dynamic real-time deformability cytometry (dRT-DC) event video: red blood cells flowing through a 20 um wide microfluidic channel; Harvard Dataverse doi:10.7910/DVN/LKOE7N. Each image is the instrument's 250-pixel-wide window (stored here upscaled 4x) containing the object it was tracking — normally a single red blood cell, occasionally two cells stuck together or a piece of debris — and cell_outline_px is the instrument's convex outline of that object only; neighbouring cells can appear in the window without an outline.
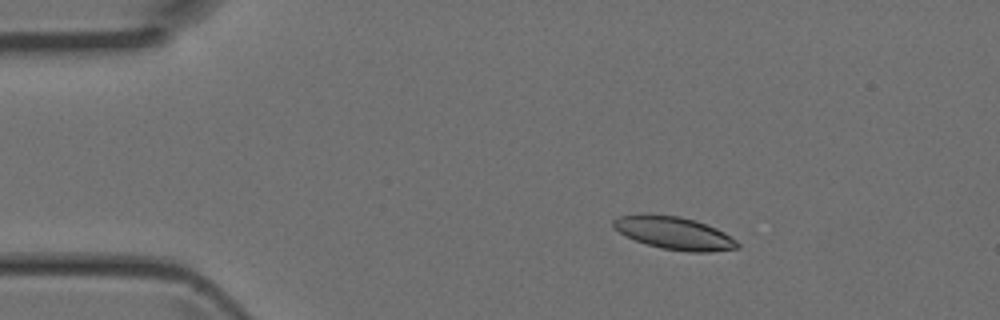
{"species": "Egyptian fruit bat (a non-hibernating species)", "species_latin": "Rousettus aegyptiacus", "temperature_condition": "room temperature", "stored_images_in_passage": 3, "camera_frame_rate_fps": 3000, "um_per_image_px": 0.085, "animal": {"sex": "female"}, "frame": {"image": 1, "passage_image": 1, "time_ms": 0.0, "image_size_px": [1000, 320], "cell_outline_px": [[740, 248], [712, 252], [688, 252], [660, 248], [636, 240], [612, 228], [612, 220], [616, 216], [644, 212], [648, 212], [680, 216], [696, 220], [716, 228], [724, 232], [736, 240], [740, 244]], "centroid_in_image_um": [57.28, 19.78], "position_along_channel_um": 27.7, "area_um2": 24.22}}
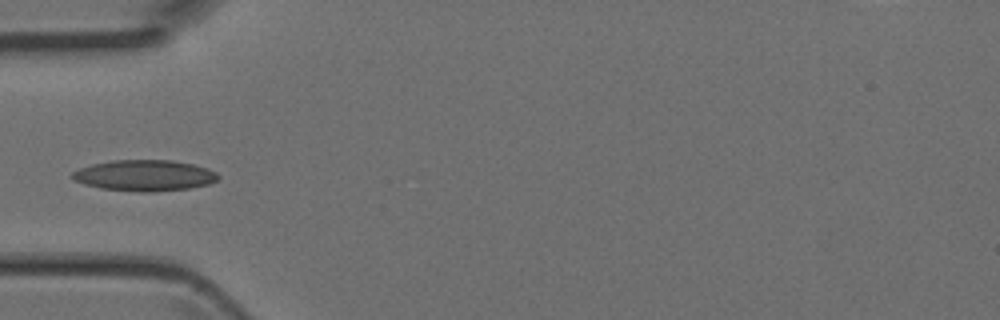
{"frame": {"image": 2, "passage_image": 3, "time_ms": 0.667, "image_size_px": [1000, 320], "cell_outline_px": [[220, 176], [216, 180], [208, 184], [188, 188], [152, 192], [140, 192], [100, 188], [84, 184], [68, 176], [72, 172], [80, 168], [92, 164], [112, 160], [172, 160], [192, 164], [208, 168], [216, 172]], "centroid_in_image_um": [12.27, 14.91], "position_along_channel_um": 72.7, "area_um2": 26.36}}